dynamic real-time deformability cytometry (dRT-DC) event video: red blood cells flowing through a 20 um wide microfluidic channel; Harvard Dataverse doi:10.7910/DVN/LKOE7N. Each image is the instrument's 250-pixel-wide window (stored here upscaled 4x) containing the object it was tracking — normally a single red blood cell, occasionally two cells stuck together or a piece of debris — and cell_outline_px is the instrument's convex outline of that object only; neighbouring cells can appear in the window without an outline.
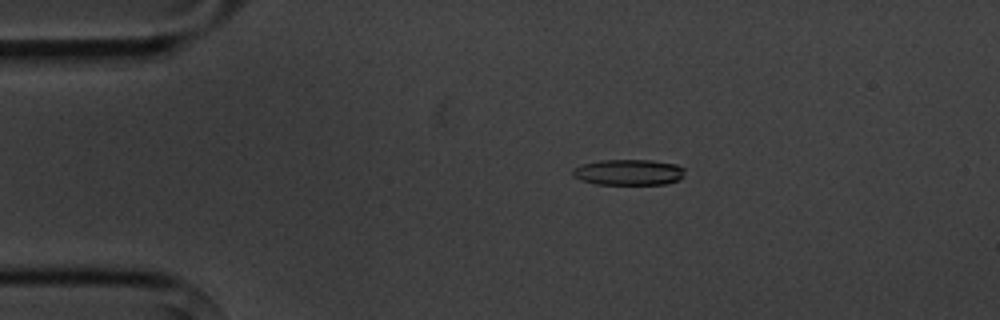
{"species": "common noctule bat (a hibernating species)", "species_latin": "Nyctalus noctula", "temperature_condition": "cold", "stored_images_in_passage": 6, "camera_frame_rate_fps": 3000, "um_per_image_px": 0.085, "animal": {"sex": "male", "body_mass_g": 20.1, "forearm_length_mm": 53.5}, "frame": {"image": 1, "passage_image": 2, "time_ms": 1.333, "image_size_px": [1000, 320], "cell_outline_px": [[684, 176], [680, 180], [664, 184], [596, 184], [580, 180], [572, 176], [572, 168], [584, 164], [600, 160], [652, 160], [676, 164], [684, 168]], "centroid_in_image_um": [53.44, 14.64], "position_along_channel_um": 31.6, "area_um2": 16.99}}
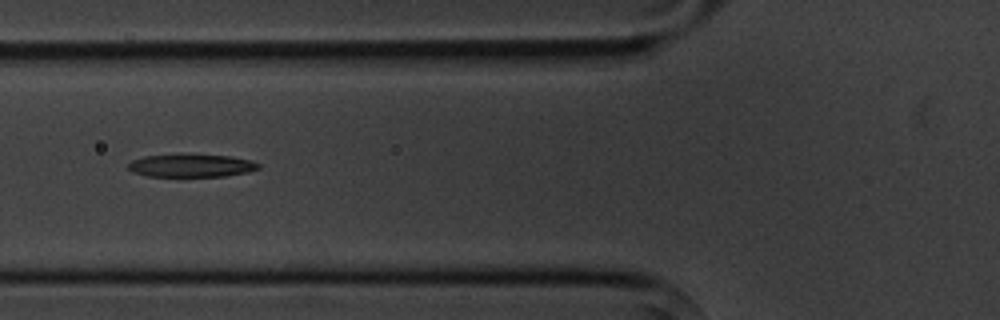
{"frame": {"image": 2, "passage_image": 5, "time_ms": 4.667, "image_size_px": [1000, 320], "cell_outline_px": [[260, 168], [248, 172], [224, 176], [148, 176], [132, 172], [128, 168], [128, 164], [132, 160], [144, 156], [232, 156], [252, 160], [260, 164]], "centroid_in_image_um": [16.3, 14.1], "position_along_channel_um": 109.5, "area_um2": 16.82}}
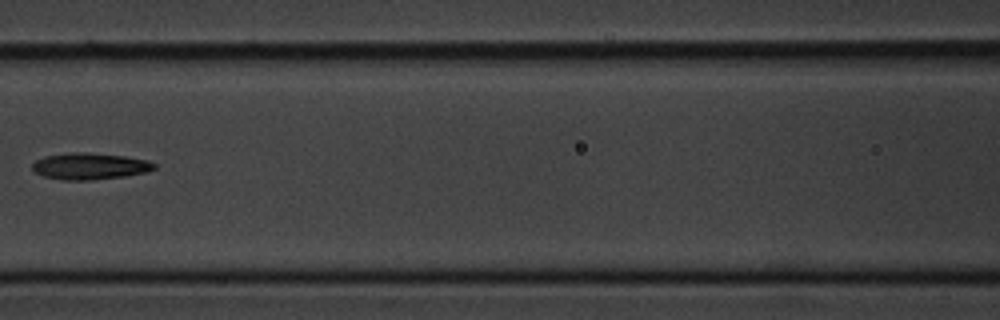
{"frame": {"image": 3, "passage_image": 6, "time_ms": 6.0, "image_size_px": [1000, 320], "cell_outline_px": [[156, 168], [148, 172], [124, 176], [92, 180], [60, 180], [44, 176], [36, 172], [32, 168], [32, 164], [36, 160], [44, 156], [72, 152], [88, 152], [124, 156], [148, 160], [156, 164]], "centroid_in_image_um": [7.65, 14.12], "position_along_channel_um": 159.0, "area_um2": 18.96}}